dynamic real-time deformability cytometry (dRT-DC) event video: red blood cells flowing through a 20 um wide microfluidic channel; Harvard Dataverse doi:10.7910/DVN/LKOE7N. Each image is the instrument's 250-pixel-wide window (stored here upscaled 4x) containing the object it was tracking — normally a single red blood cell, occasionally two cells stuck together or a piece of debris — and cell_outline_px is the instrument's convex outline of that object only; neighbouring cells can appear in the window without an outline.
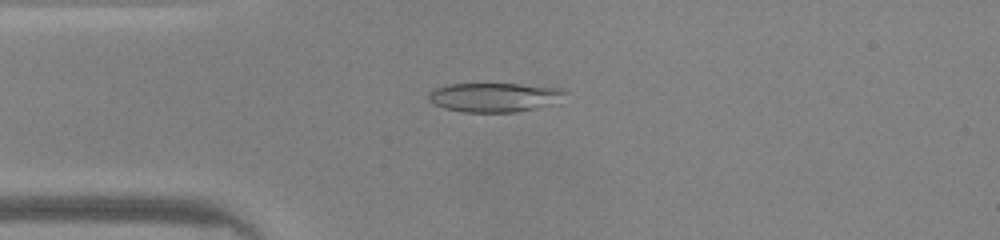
{"species": "common noctule bat (a hibernating species)", "species_latin": "Nyctalus noctula", "temperature_condition": "warm", "stored_images_in_passage": 46, "camera_frame_rate_fps": 3000, "um_per_image_px": 0.085, "animal": {"sex": "male", "body_mass_g": 20.0, "forearm_length_mm": 53.3}, "frame": {"image": 1, "passage_image": 10, "time_ms": 3.0, "image_size_px": [1000, 240], "cell_outline_px": [[564, 92], [560, 104], [516, 112], [464, 112], [444, 108], [428, 100], [428, 92], [436, 88], [448, 84], [520, 84], [560, 88]], "centroid_in_image_um": [42.06, 8.28], "position_along_channel_um": 42.9, "area_um2": 23.35}}
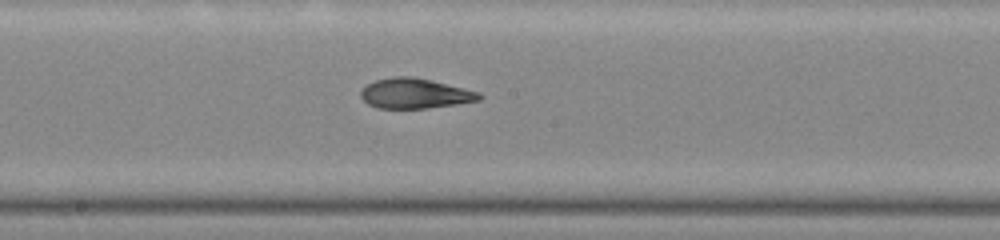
{"frame": {"image": 2, "passage_image": 23, "time_ms": 7.333, "image_size_px": [1000, 240], "cell_outline_px": [[484, 96], [480, 100], [456, 104], [428, 108], [376, 108], [368, 104], [360, 96], [360, 92], [368, 84], [376, 80], [392, 76], [412, 76], [432, 80], [480, 92]], "centroid_in_image_um": [35.29, 7.94], "position_along_channel_um": 212.9, "area_um2": 20.81}}
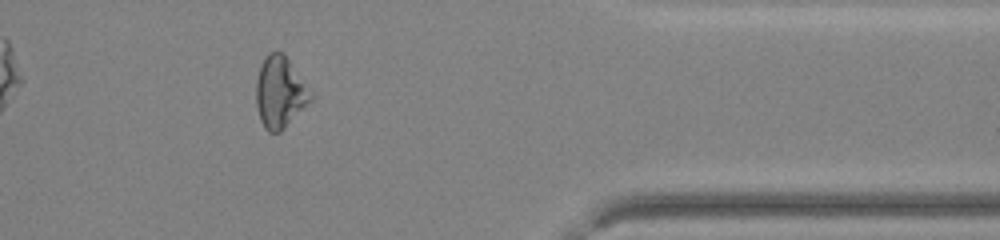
{"frame": {"image": 3, "passage_image": 37, "time_ms": 12.0, "image_size_px": [1000, 240], "cell_outline_px": [[312, 100], [280, 132], [268, 132], [264, 128], [260, 120], [256, 104], [256, 80], [260, 64], [264, 56], [268, 52], [284, 52], [312, 96]], "centroid_in_image_um": [23.75, 7.84], "position_along_channel_um": 387.7, "area_um2": 22.48}, "authors_computed_cell_mechanics": {"area_um2": 22.2819, "velocity_mm_per_s": 4.2646, "shape_relaxation_time_tau1_ms": null, "shape_relaxation_time_tau2_ms": 1.8444, "deformation_change_tau1": null, "deformation_change_tau2": 0.0832}}